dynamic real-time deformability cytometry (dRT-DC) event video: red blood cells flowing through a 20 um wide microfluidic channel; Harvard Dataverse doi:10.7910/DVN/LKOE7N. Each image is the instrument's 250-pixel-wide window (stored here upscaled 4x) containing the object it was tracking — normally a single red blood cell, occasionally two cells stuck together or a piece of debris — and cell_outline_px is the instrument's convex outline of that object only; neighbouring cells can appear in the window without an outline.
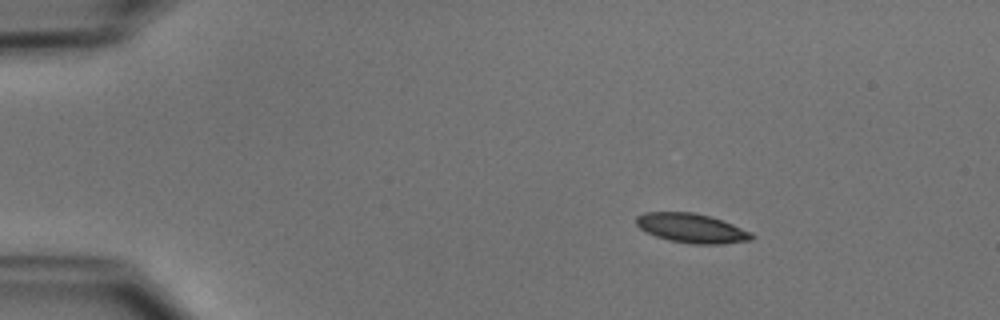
{"species": "common noctule bat (a hibernating species)", "species_latin": "Nyctalus noctula", "temperature_condition": "cold", "stored_images_in_passage": 26, "camera_frame_rate_fps": 3000, "um_per_image_px": 0.085, "animal": {"sex": "male", "body_mass_g": 15.6}, "frame": {"image": 1, "passage_image": 1, "time_ms": 0.0, "image_size_px": [1000, 320], "cell_outline_px": [[756, 236], [752, 240], [720, 244], [692, 244], [668, 240], [656, 236], [640, 228], [636, 224], [636, 216], [644, 212], [692, 212], [708, 216], [732, 224], [752, 232]], "centroid_in_image_um": [58.8, 19.4], "position_along_channel_um": 26.2, "area_um2": 19.65}}
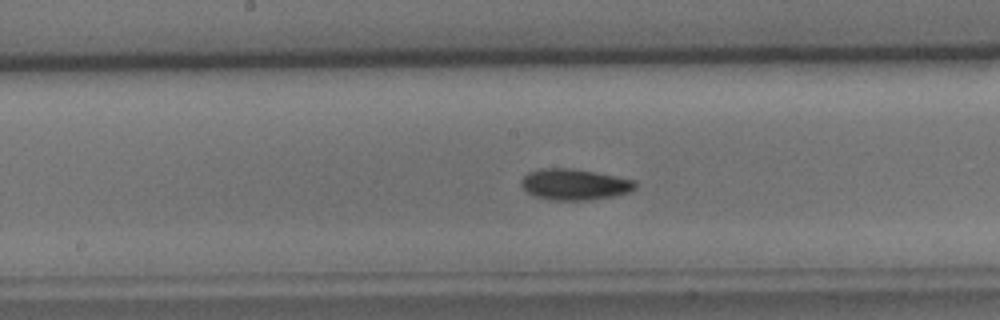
{"frame": {"image": 2, "passage_image": 20, "time_ms": 6.333, "image_size_px": [1000, 320], "cell_outline_px": [[636, 188], [628, 192], [616, 196], [584, 200], [548, 200], [536, 196], [528, 192], [520, 184], [520, 180], [528, 172], [540, 168], [572, 168], [636, 180]], "centroid_in_image_um": [48.82, 15.67], "position_along_channel_um": 199.4, "area_um2": 20.63}}
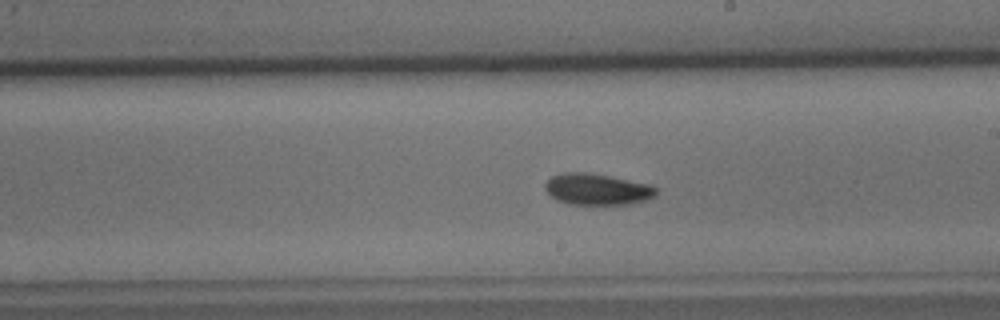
{"frame": {"image": 3, "passage_image": 23, "time_ms": 7.333, "image_size_px": [1000, 320], "cell_outline_px": [[660, 188], [656, 196], [648, 200], [628, 204], [568, 204], [556, 200], [544, 188], [544, 184], [552, 176], [564, 172], [588, 172], [652, 184]], "centroid_in_image_um": [50.82, 16.08], "position_along_channel_um": 238.2, "area_um2": 20.58}}